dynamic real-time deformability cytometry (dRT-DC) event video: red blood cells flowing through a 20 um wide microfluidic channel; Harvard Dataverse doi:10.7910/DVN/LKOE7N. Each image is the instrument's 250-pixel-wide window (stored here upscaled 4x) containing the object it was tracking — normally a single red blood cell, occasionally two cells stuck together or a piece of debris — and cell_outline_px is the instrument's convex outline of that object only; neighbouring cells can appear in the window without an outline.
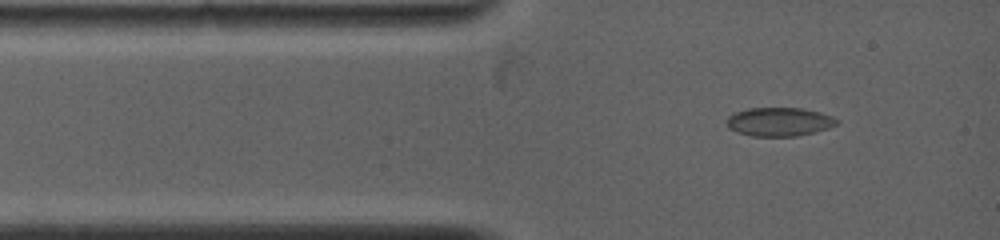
{"species": "common noctule bat (a hibernating species)", "species_latin": "Nyctalus noctula", "temperature_condition": "warm", "stored_images_in_passage": 27, "camera_frame_rate_fps": 5000, "um_per_image_px": 0.085, "animal": {"sex": "female", "body_mass_g": 19.0, "forearm_length_mm": 53.3}, "frame": {"image": 1, "passage_image": 1, "time_ms": 0.0, "image_size_px": [1000, 240], "cell_outline_px": [[840, 124], [816, 132], [796, 136], [752, 136], [736, 132], [728, 128], [728, 116], [736, 112], [748, 108], [800, 108], [820, 112], [832, 116], [840, 120]], "centroid_in_image_um": [66.28, 10.35], "position_along_channel_um": 18.7, "area_um2": 18.5}}
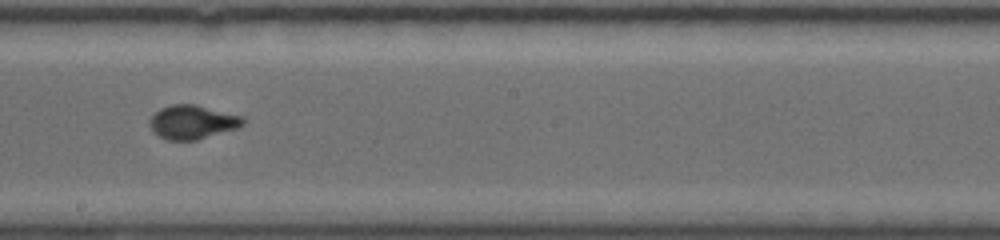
{"frame": {"image": 2, "passage_image": 14, "time_ms": 5.8, "image_size_px": [1000, 240], "cell_outline_px": [[244, 124], [240, 128], [196, 140], [168, 140], [152, 132], [148, 124], [148, 120], [160, 108], [172, 104], [196, 104], [244, 116]], "centroid_in_image_um": [16.37, 10.37], "position_along_channel_um": 231.8, "area_um2": 18.73}}
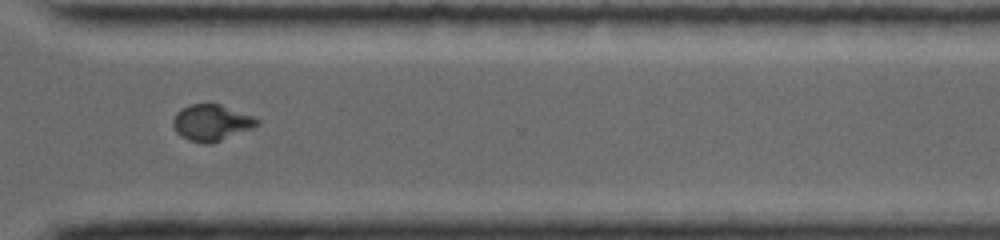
{"frame": {"image": 3, "passage_image": 23, "time_ms": 8.8, "image_size_px": [1000, 240], "cell_outline_px": [[260, 124], [252, 128], [212, 144], [208, 144], [188, 140], [176, 132], [172, 124], [172, 120], [176, 112], [180, 108], [192, 104], [220, 104], [252, 116], [260, 120]], "centroid_in_image_um": [17.95, 10.43], "position_along_channel_um": 352.6, "area_um2": 17.74}, "authors_computed_cell_mechanics": {"area_um2": 17.918, "velocity_mm_per_s": 4.0109, "shape_relaxation_time_tau1_ms": 9.6939, "shape_relaxation_time_tau2_ms": null, "deformation_change_tau1": 0.2411, "deformation_change_tau2": null}}